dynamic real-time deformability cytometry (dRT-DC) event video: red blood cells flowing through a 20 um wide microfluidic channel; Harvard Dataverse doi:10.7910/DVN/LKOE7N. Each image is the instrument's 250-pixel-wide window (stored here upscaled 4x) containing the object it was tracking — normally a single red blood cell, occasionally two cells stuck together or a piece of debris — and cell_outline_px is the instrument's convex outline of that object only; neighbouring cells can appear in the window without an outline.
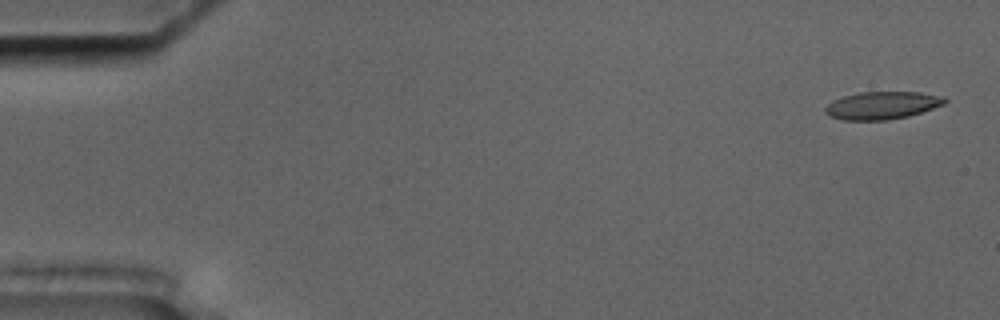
{"species": "common noctule bat (a hibernating species)", "species_latin": "Nyctalus noctula", "temperature_condition": "cold", "stored_images_in_passage": 57, "camera_frame_rate_fps": 3000, "um_per_image_px": 0.085, "animal": {"sex": "male", "body_mass_g": 17.5, "forearm_length_mm": 52.3}, "frame": {"image": 1, "passage_image": 2, "time_ms": 0.333, "image_size_px": [1000, 320], "cell_outline_px": [[948, 100], [944, 104], [908, 116], [888, 120], [844, 120], [828, 116], [824, 112], [824, 108], [832, 100], [844, 96], [860, 92], [920, 92], [944, 96]], "centroid_in_image_um": [74.96, 8.95], "position_along_channel_um": 10.0, "area_um2": 19.31}}
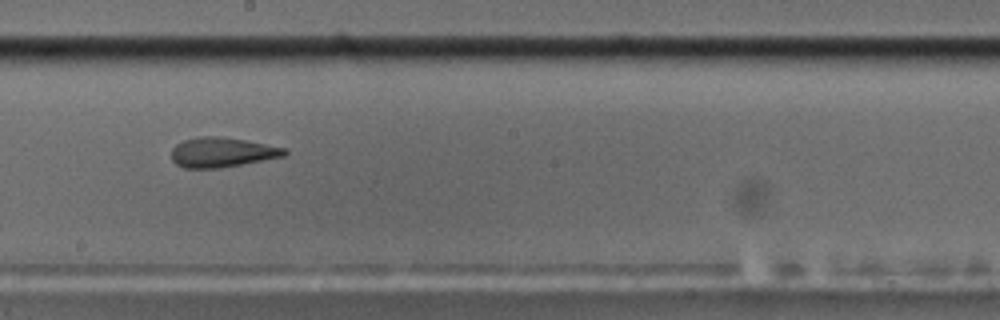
{"frame": {"image": 2, "passage_image": 32, "time_ms": 10.333, "image_size_px": [1000, 320], "cell_outline_px": [[288, 152], [284, 156], [220, 168], [184, 168], [176, 164], [172, 160], [172, 148], [176, 144], [184, 140], [200, 136], [216, 136], [244, 140], [288, 148]], "centroid_in_image_um": [18.87, 12.95], "position_along_channel_um": 229.3, "area_um2": 19.54}}
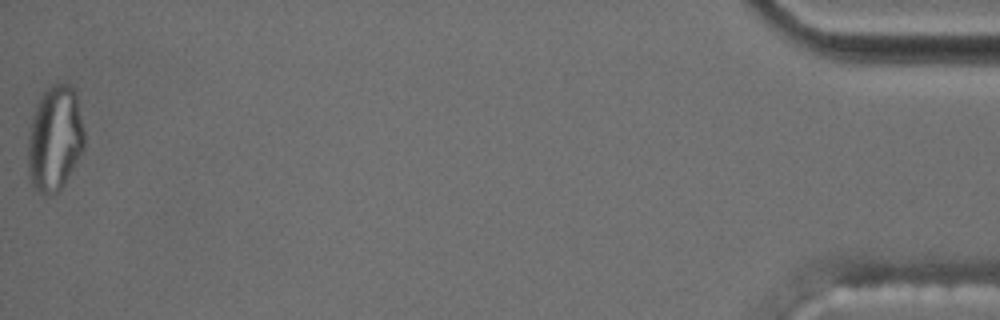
{"frame": {"image": 3, "passage_image": 57, "time_ms": 18.667, "image_size_px": [1000, 320], "cell_outline_px": [[84, 148], [64, 184], [56, 192], [40, 192], [32, 184], [28, 172], [28, 140], [32, 120], [36, 104], [44, 92], [52, 84], [72, 84], [76, 92], [84, 128]], "centroid_in_image_um": [4.68, 11.72], "position_along_channel_um": 430.5, "area_um2": 34.28}, "authors_computed_cell_mechanics": {"area_um2": 19.941, "velocity_mm_per_s": 3.5465, "shape_relaxation_time_tau1_ms": null, "shape_relaxation_time_tau2_ms": 1.9616, "deformation_change_tau1": null, "deformation_change_tau2": 0.1029}}